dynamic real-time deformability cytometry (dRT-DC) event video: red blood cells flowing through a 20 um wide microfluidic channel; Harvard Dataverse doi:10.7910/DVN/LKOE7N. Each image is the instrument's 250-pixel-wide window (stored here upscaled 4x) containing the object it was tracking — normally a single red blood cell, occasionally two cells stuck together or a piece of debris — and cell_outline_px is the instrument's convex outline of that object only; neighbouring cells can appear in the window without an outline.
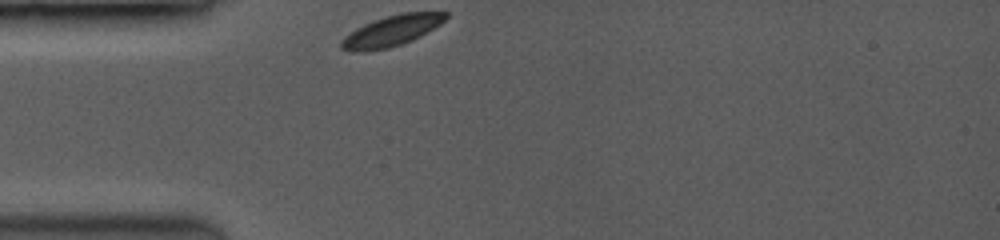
{"species": "common noctule bat (a hibernating species)", "species_latin": "Nyctalus noctula", "temperature_condition": "room temperature", "stored_images_in_passage": 33, "camera_frame_rate_fps": 3500, "um_per_image_px": 0.085, "animal": {"sex": "female", "body_mass_g": 19.0, "forearm_length_mm": 53.3}, "frame": {"image": 1, "passage_image": 1, "time_ms": 0.0, "image_size_px": [1000, 240], "cell_outline_px": [[448, 16], [440, 24], [420, 36], [412, 40], [388, 48], [360, 52], [348, 52], [340, 48], [340, 40], [344, 36], [356, 28], [364, 24], [384, 16], [404, 12], [448, 12]], "centroid_in_image_um": [33.23, 2.63], "position_along_channel_um": 51.8, "area_um2": 18.73}}
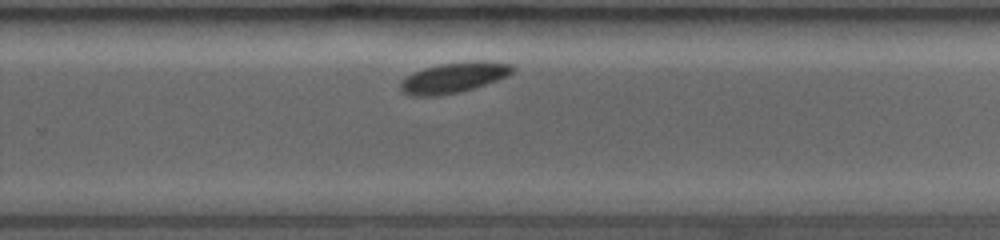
{"frame": {"image": 2, "passage_image": 23, "time_ms": 6.571, "image_size_px": [1000, 240], "cell_outline_px": [[512, 72], [496, 80], [472, 88], [456, 92], [432, 96], [416, 96], [404, 92], [400, 88], [400, 84], [408, 76], [424, 68], [440, 64], [472, 60], [480, 60], [512, 64]], "centroid_in_image_um": [38.57, 6.57], "position_along_channel_um": 291.2, "area_um2": 19.19}}
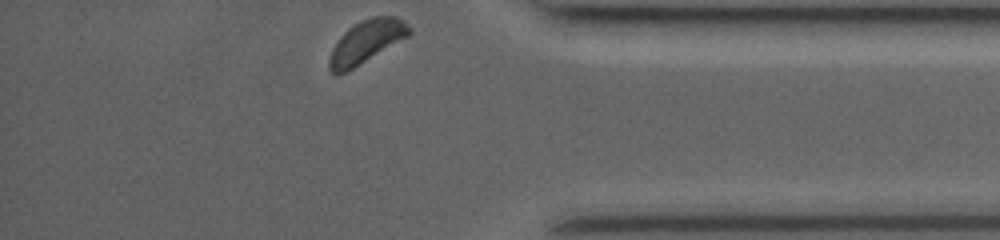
{"frame": {"image": 3, "passage_image": 33, "time_ms": 9.714, "image_size_px": [1000, 240], "cell_outline_px": [[412, 32], [408, 36], [352, 68], [336, 76], [328, 68], [328, 60], [332, 48], [340, 36], [348, 28], [372, 16], [396, 16]], "centroid_in_image_um": [31.07, 3.56], "position_along_channel_um": 404.1, "area_um2": 19.31}, "authors_computed_cell_mechanics": {"area_um2": 19.4786, "velocity_mm_per_s": 3.8031, "shape_relaxation_time_tau1_ms": 0.3931, "shape_relaxation_time_tau2_ms": null, "deformation_change_tau1": 0.0358, "deformation_change_tau2": null}}